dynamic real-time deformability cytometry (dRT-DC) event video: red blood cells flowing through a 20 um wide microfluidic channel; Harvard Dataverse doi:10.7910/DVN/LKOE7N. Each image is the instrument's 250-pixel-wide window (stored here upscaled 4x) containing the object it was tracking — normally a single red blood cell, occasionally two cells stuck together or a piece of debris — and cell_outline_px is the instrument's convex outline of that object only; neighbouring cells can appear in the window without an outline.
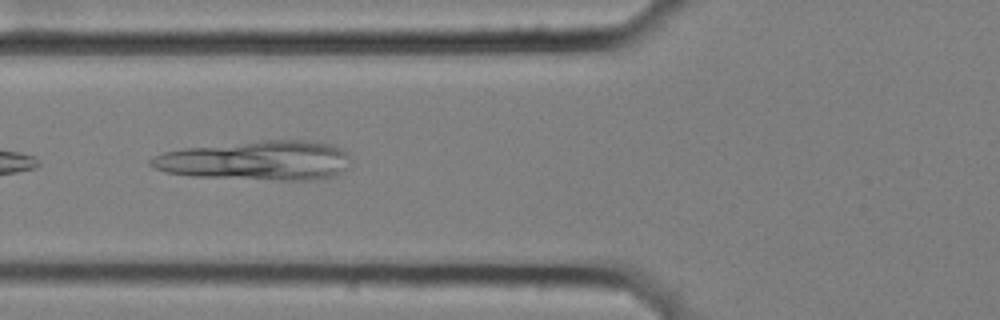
{"species": "common noctule bat (a hibernating species)", "species_latin": "Nyctalus noctula", "temperature_condition": "cold", "stored_images_in_passage": 7, "camera_frame_rate_fps": 3000, "um_per_image_px": 0.085, "animal": {"sex": "female", "body_mass_g": 25.1}, "frame": {"image": 1, "passage_image": 6, "time_ms": 1.667, "image_size_px": [1000, 320], "cell_outline_px": [[352, 160], [348, 168], [332, 176], [312, 180], [280, 180], [192, 176], [168, 172], [156, 168], [148, 164], [148, 160], [152, 156], [164, 152], [184, 148], [260, 140], [320, 140], [336, 144], [348, 152], [352, 156]], "centroid_in_image_um": [21.9, 13.62], "position_along_channel_um": 103.9, "area_um2": 46.59}}
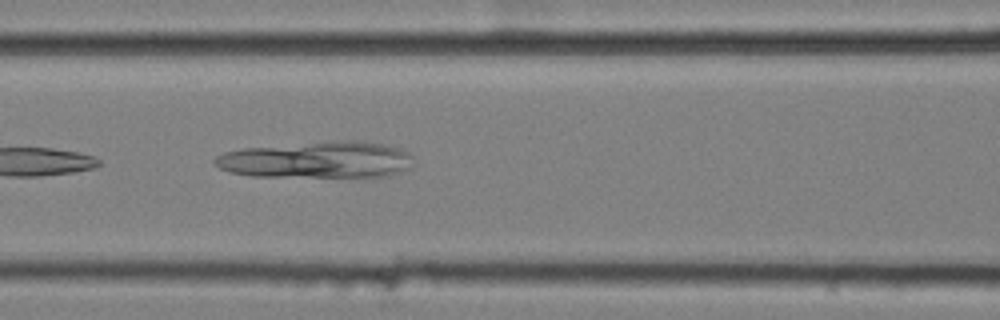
{"frame": {"image": 2, "passage_image": 7, "time_ms": 2.0, "image_size_px": [1000, 320], "cell_outline_px": [[412, 168], [388, 176], [356, 180], [252, 176], [228, 172], [212, 164], [212, 160], [216, 156], [224, 152], [244, 148], [332, 140], [356, 140], [380, 144], [400, 148], [408, 152], [412, 156]], "centroid_in_image_um": [26.98, 13.64], "position_along_channel_um": 139.6, "area_um2": 44.51}}